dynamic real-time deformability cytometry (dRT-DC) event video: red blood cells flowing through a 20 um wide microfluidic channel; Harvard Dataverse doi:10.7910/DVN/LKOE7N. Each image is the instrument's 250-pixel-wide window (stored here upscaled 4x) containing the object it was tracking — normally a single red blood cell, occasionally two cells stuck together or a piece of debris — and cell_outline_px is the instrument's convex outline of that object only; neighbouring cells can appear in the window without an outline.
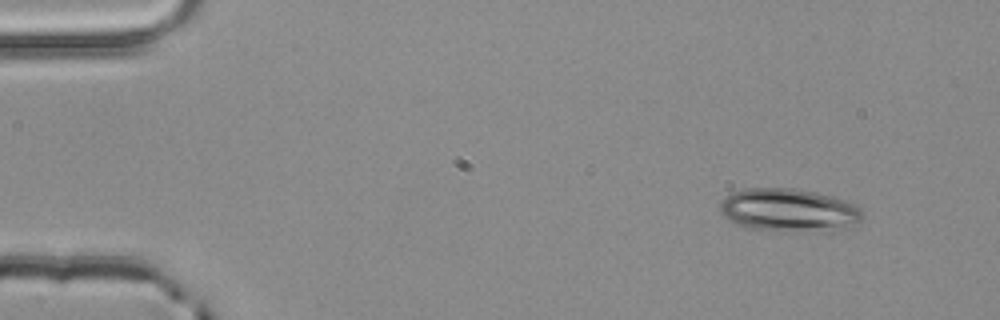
{"species": "common noctule bat (a hibernating species)", "species_latin": "Nyctalus noctula", "temperature_condition": "room temperature", "stored_images_in_passage": 4, "camera_frame_rate_fps": 3000, "um_per_image_px": 0.085, "animal": {"sex": "male", "body_mass_g": 20.4}, "frame": {"image": 1, "passage_image": 1, "time_ms": 0.0, "image_size_px": [1000, 320], "cell_outline_px": [[864, 216], [856, 224], [824, 232], [788, 232], [748, 228], [732, 224], [720, 212], [720, 200], [724, 196], [732, 192], [744, 188], [792, 188], [832, 196], [856, 204], [860, 208]], "centroid_in_image_um": [67.01, 17.88], "position_along_channel_um": 18.0, "area_um2": 36.41}}
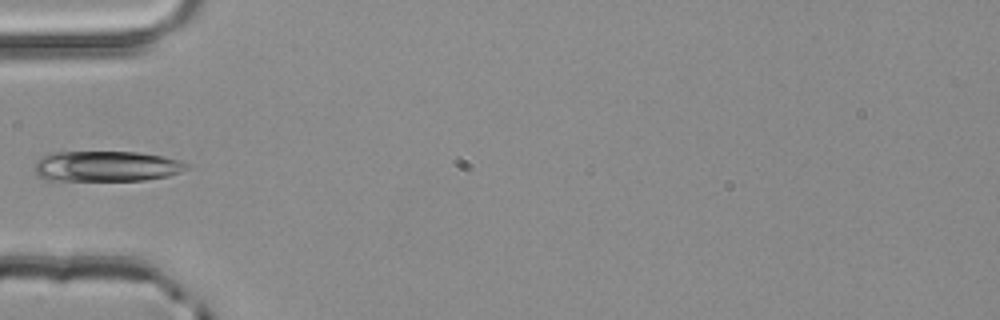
{"frame": {"image": 2, "passage_image": 4, "time_ms": 1.0, "image_size_px": [1000, 320], "cell_outline_px": [[188, 168], [180, 172], [168, 176], [144, 180], [44, 180], [36, 176], [36, 160], [40, 156], [48, 152], [140, 152], [164, 156], [180, 160], [188, 164]], "centroid_in_image_um": [9.02, 14.12], "position_along_channel_um": 76.0, "area_um2": 27.28}}